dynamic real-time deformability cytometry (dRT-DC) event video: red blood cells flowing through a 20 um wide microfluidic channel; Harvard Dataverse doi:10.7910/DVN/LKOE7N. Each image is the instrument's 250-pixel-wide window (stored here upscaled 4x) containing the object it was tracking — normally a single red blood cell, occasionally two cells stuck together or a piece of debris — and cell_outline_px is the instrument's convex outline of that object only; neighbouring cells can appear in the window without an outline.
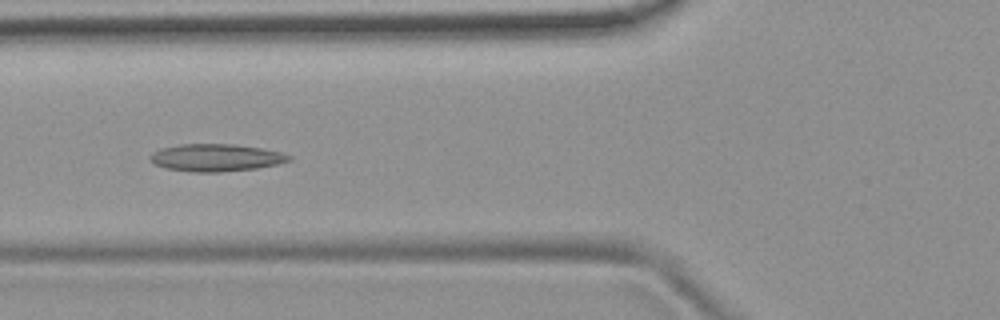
{"species": "common noctule bat (a hibernating species)", "species_latin": "Nyctalus noctula", "temperature_condition": "room temperature", "stored_images_in_passage": 8, "camera_frame_rate_fps": 3000, "um_per_image_px": 0.085, "animal": {"sex": "female", "body_mass_g": 19.9}, "frame": {"image": 1, "passage_image": 3, "time_ms": 0.667, "image_size_px": [1000, 320], "cell_outline_px": [[292, 160], [276, 164], [256, 168], [220, 172], [192, 172], [168, 168], [156, 164], [148, 156], [152, 152], [160, 148], [180, 144], [236, 144], [260, 148], [280, 152], [292, 156]], "centroid_in_image_um": [18.35, 13.39], "position_along_channel_um": 107.4, "area_um2": 22.02}}
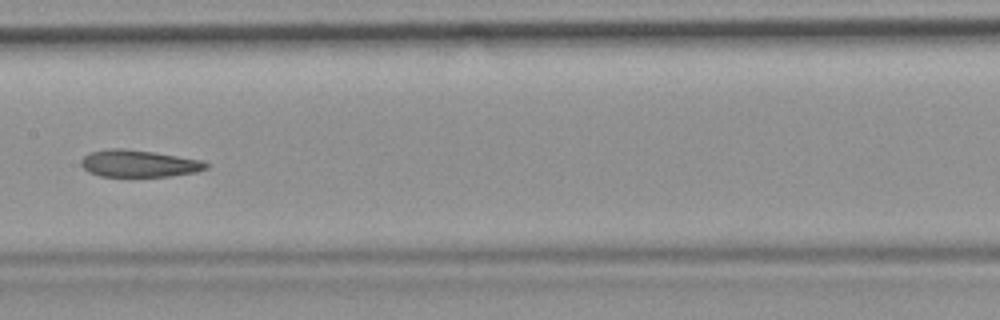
{"frame": {"image": 2, "passage_image": 5, "time_ms": 1.333, "image_size_px": [1000, 320], "cell_outline_px": [[208, 168], [196, 172], [168, 176], [100, 176], [88, 172], [80, 164], [80, 160], [88, 152], [108, 148], [124, 148], [152, 152], [204, 160], [208, 164]], "centroid_in_image_um": [11.77, 13.89], "position_along_channel_um": 195.6, "area_um2": 19.77}}
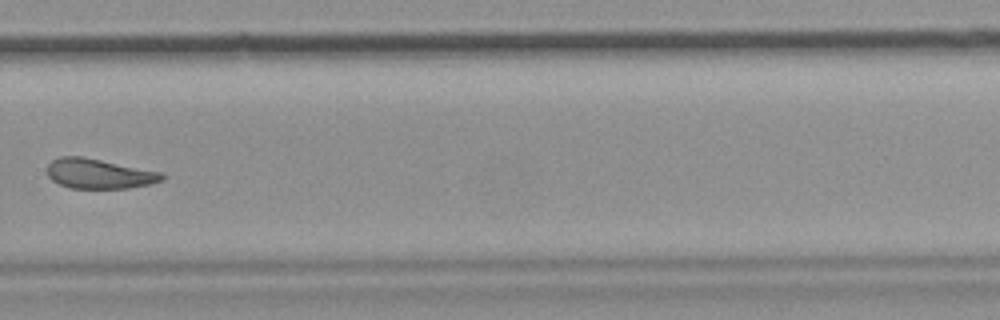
{"frame": {"image": 3, "passage_image": 8, "time_ms": 2.333, "image_size_px": [1000, 320], "cell_outline_px": [[164, 180], [152, 184], [128, 188], [68, 188], [52, 180], [48, 176], [48, 164], [52, 160], [60, 156], [80, 156], [164, 172]], "centroid_in_image_um": [8.45, 14.77], "position_along_channel_um": 321.3, "area_um2": 20.06}}